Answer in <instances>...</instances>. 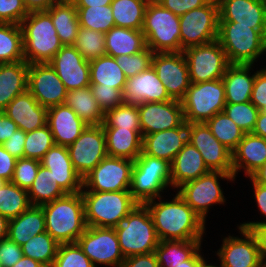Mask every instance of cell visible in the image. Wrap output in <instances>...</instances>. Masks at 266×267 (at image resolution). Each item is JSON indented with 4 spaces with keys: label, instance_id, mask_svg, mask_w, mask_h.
<instances>
[{
    "label": "cell",
    "instance_id": "obj_1",
    "mask_svg": "<svg viewBox=\"0 0 266 267\" xmlns=\"http://www.w3.org/2000/svg\"><path fill=\"white\" fill-rule=\"evenodd\" d=\"M156 199L144 205L149 210L160 241L202 240L205 221L177 193L172 201Z\"/></svg>",
    "mask_w": 266,
    "mask_h": 267
},
{
    "label": "cell",
    "instance_id": "obj_2",
    "mask_svg": "<svg viewBox=\"0 0 266 267\" xmlns=\"http://www.w3.org/2000/svg\"><path fill=\"white\" fill-rule=\"evenodd\" d=\"M46 232L59 244L75 243L86 229L84 201L81 192L66 194L41 205Z\"/></svg>",
    "mask_w": 266,
    "mask_h": 267
},
{
    "label": "cell",
    "instance_id": "obj_3",
    "mask_svg": "<svg viewBox=\"0 0 266 267\" xmlns=\"http://www.w3.org/2000/svg\"><path fill=\"white\" fill-rule=\"evenodd\" d=\"M87 227H117L139 204L129 190L87 191L82 188Z\"/></svg>",
    "mask_w": 266,
    "mask_h": 267
},
{
    "label": "cell",
    "instance_id": "obj_4",
    "mask_svg": "<svg viewBox=\"0 0 266 267\" xmlns=\"http://www.w3.org/2000/svg\"><path fill=\"white\" fill-rule=\"evenodd\" d=\"M20 25L24 60L28 64L48 63L63 46L46 11L29 12Z\"/></svg>",
    "mask_w": 266,
    "mask_h": 267
},
{
    "label": "cell",
    "instance_id": "obj_5",
    "mask_svg": "<svg viewBox=\"0 0 266 267\" xmlns=\"http://www.w3.org/2000/svg\"><path fill=\"white\" fill-rule=\"evenodd\" d=\"M141 31L154 53L181 52L179 16L156 0L147 4Z\"/></svg>",
    "mask_w": 266,
    "mask_h": 267
},
{
    "label": "cell",
    "instance_id": "obj_6",
    "mask_svg": "<svg viewBox=\"0 0 266 267\" xmlns=\"http://www.w3.org/2000/svg\"><path fill=\"white\" fill-rule=\"evenodd\" d=\"M114 229L124 258L155 252L160 242L149 210L144 204H138Z\"/></svg>",
    "mask_w": 266,
    "mask_h": 267
},
{
    "label": "cell",
    "instance_id": "obj_7",
    "mask_svg": "<svg viewBox=\"0 0 266 267\" xmlns=\"http://www.w3.org/2000/svg\"><path fill=\"white\" fill-rule=\"evenodd\" d=\"M217 40L230 64L253 65L266 52V37L250 26L219 22Z\"/></svg>",
    "mask_w": 266,
    "mask_h": 267
},
{
    "label": "cell",
    "instance_id": "obj_8",
    "mask_svg": "<svg viewBox=\"0 0 266 267\" xmlns=\"http://www.w3.org/2000/svg\"><path fill=\"white\" fill-rule=\"evenodd\" d=\"M171 185L170 163L164 159H159L146 155L143 151L134 161L132 169L130 193L139 203L162 197L166 187Z\"/></svg>",
    "mask_w": 266,
    "mask_h": 267
},
{
    "label": "cell",
    "instance_id": "obj_9",
    "mask_svg": "<svg viewBox=\"0 0 266 267\" xmlns=\"http://www.w3.org/2000/svg\"><path fill=\"white\" fill-rule=\"evenodd\" d=\"M181 103L185 122L205 123L215 114L223 112L226 105L222 78L200 83H190Z\"/></svg>",
    "mask_w": 266,
    "mask_h": 267
},
{
    "label": "cell",
    "instance_id": "obj_10",
    "mask_svg": "<svg viewBox=\"0 0 266 267\" xmlns=\"http://www.w3.org/2000/svg\"><path fill=\"white\" fill-rule=\"evenodd\" d=\"M181 51L217 40L219 5L210 0L206 5L190 10L179 17Z\"/></svg>",
    "mask_w": 266,
    "mask_h": 267
},
{
    "label": "cell",
    "instance_id": "obj_11",
    "mask_svg": "<svg viewBox=\"0 0 266 267\" xmlns=\"http://www.w3.org/2000/svg\"><path fill=\"white\" fill-rule=\"evenodd\" d=\"M234 181V175L221 171H210L197 179L182 184L177 192L179 196L204 220L209 207L224 204L225 197L218 179Z\"/></svg>",
    "mask_w": 266,
    "mask_h": 267
},
{
    "label": "cell",
    "instance_id": "obj_12",
    "mask_svg": "<svg viewBox=\"0 0 266 267\" xmlns=\"http://www.w3.org/2000/svg\"><path fill=\"white\" fill-rule=\"evenodd\" d=\"M183 53L189 67L190 83L220 79L230 65L218 40L187 48Z\"/></svg>",
    "mask_w": 266,
    "mask_h": 267
},
{
    "label": "cell",
    "instance_id": "obj_13",
    "mask_svg": "<svg viewBox=\"0 0 266 267\" xmlns=\"http://www.w3.org/2000/svg\"><path fill=\"white\" fill-rule=\"evenodd\" d=\"M134 161L106 156L83 178V188L88 191L130 190Z\"/></svg>",
    "mask_w": 266,
    "mask_h": 267
},
{
    "label": "cell",
    "instance_id": "obj_14",
    "mask_svg": "<svg viewBox=\"0 0 266 267\" xmlns=\"http://www.w3.org/2000/svg\"><path fill=\"white\" fill-rule=\"evenodd\" d=\"M77 243L95 267L96 263L120 267L125 259L114 228L86 227Z\"/></svg>",
    "mask_w": 266,
    "mask_h": 267
},
{
    "label": "cell",
    "instance_id": "obj_15",
    "mask_svg": "<svg viewBox=\"0 0 266 267\" xmlns=\"http://www.w3.org/2000/svg\"><path fill=\"white\" fill-rule=\"evenodd\" d=\"M67 148L75 171L83 179L107 156L102 125H87L81 135Z\"/></svg>",
    "mask_w": 266,
    "mask_h": 267
},
{
    "label": "cell",
    "instance_id": "obj_16",
    "mask_svg": "<svg viewBox=\"0 0 266 267\" xmlns=\"http://www.w3.org/2000/svg\"><path fill=\"white\" fill-rule=\"evenodd\" d=\"M172 99L181 101L190 86L189 67L184 53H154L152 65Z\"/></svg>",
    "mask_w": 266,
    "mask_h": 267
},
{
    "label": "cell",
    "instance_id": "obj_17",
    "mask_svg": "<svg viewBox=\"0 0 266 267\" xmlns=\"http://www.w3.org/2000/svg\"><path fill=\"white\" fill-rule=\"evenodd\" d=\"M188 142L200 152L210 171L233 175L232 152L216 139L206 123H188Z\"/></svg>",
    "mask_w": 266,
    "mask_h": 267
},
{
    "label": "cell",
    "instance_id": "obj_18",
    "mask_svg": "<svg viewBox=\"0 0 266 267\" xmlns=\"http://www.w3.org/2000/svg\"><path fill=\"white\" fill-rule=\"evenodd\" d=\"M27 90L46 108L64 104L68 92L49 63L29 64Z\"/></svg>",
    "mask_w": 266,
    "mask_h": 267
},
{
    "label": "cell",
    "instance_id": "obj_19",
    "mask_svg": "<svg viewBox=\"0 0 266 267\" xmlns=\"http://www.w3.org/2000/svg\"><path fill=\"white\" fill-rule=\"evenodd\" d=\"M138 111L142 137L180 127L185 122L182 103L175 99L140 103Z\"/></svg>",
    "mask_w": 266,
    "mask_h": 267
},
{
    "label": "cell",
    "instance_id": "obj_20",
    "mask_svg": "<svg viewBox=\"0 0 266 267\" xmlns=\"http://www.w3.org/2000/svg\"><path fill=\"white\" fill-rule=\"evenodd\" d=\"M67 91L90 86V66L73 45H63L48 62Z\"/></svg>",
    "mask_w": 266,
    "mask_h": 267
},
{
    "label": "cell",
    "instance_id": "obj_21",
    "mask_svg": "<svg viewBox=\"0 0 266 267\" xmlns=\"http://www.w3.org/2000/svg\"><path fill=\"white\" fill-rule=\"evenodd\" d=\"M242 237L228 236L223 239L217 255L223 267H262L258 242L248 229L238 226Z\"/></svg>",
    "mask_w": 266,
    "mask_h": 267
},
{
    "label": "cell",
    "instance_id": "obj_22",
    "mask_svg": "<svg viewBox=\"0 0 266 267\" xmlns=\"http://www.w3.org/2000/svg\"><path fill=\"white\" fill-rule=\"evenodd\" d=\"M219 22L250 26L266 37V0H217Z\"/></svg>",
    "mask_w": 266,
    "mask_h": 267
},
{
    "label": "cell",
    "instance_id": "obj_23",
    "mask_svg": "<svg viewBox=\"0 0 266 267\" xmlns=\"http://www.w3.org/2000/svg\"><path fill=\"white\" fill-rule=\"evenodd\" d=\"M123 99L124 102L133 104L173 100L152 66L127 78Z\"/></svg>",
    "mask_w": 266,
    "mask_h": 267
},
{
    "label": "cell",
    "instance_id": "obj_24",
    "mask_svg": "<svg viewBox=\"0 0 266 267\" xmlns=\"http://www.w3.org/2000/svg\"><path fill=\"white\" fill-rule=\"evenodd\" d=\"M40 162L42 166L51 171L58 185L66 194L82 191L83 179L75 171L67 147L54 145L46 152Z\"/></svg>",
    "mask_w": 266,
    "mask_h": 267
},
{
    "label": "cell",
    "instance_id": "obj_25",
    "mask_svg": "<svg viewBox=\"0 0 266 267\" xmlns=\"http://www.w3.org/2000/svg\"><path fill=\"white\" fill-rule=\"evenodd\" d=\"M188 142V123L180 127L144 135L142 151L149 156L164 159L170 164Z\"/></svg>",
    "mask_w": 266,
    "mask_h": 267
},
{
    "label": "cell",
    "instance_id": "obj_26",
    "mask_svg": "<svg viewBox=\"0 0 266 267\" xmlns=\"http://www.w3.org/2000/svg\"><path fill=\"white\" fill-rule=\"evenodd\" d=\"M3 112L25 133L47 124L48 108L41 106L28 90L17 95Z\"/></svg>",
    "mask_w": 266,
    "mask_h": 267
},
{
    "label": "cell",
    "instance_id": "obj_27",
    "mask_svg": "<svg viewBox=\"0 0 266 267\" xmlns=\"http://www.w3.org/2000/svg\"><path fill=\"white\" fill-rule=\"evenodd\" d=\"M47 125L49 126L55 145L70 146L87 127L82 119L65 104L48 108Z\"/></svg>",
    "mask_w": 266,
    "mask_h": 267
},
{
    "label": "cell",
    "instance_id": "obj_28",
    "mask_svg": "<svg viewBox=\"0 0 266 267\" xmlns=\"http://www.w3.org/2000/svg\"><path fill=\"white\" fill-rule=\"evenodd\" d=\"M266 162V139L253 133H245L242 140L232 152L233 175L240 169L250 177Z\"/></svg>",
    "mask_w": 266,
    "mask_h": 267
},
{
    "label": "cell",
    "instance_id": "obj_29",
    "mask_svg": "<svg viewBox=\"0 0 266 267\" xmlns=\"http://www.w3.org/2000/svg\"><path fill=\"white\" fill-rule=\"evenodd\" d=\"M170 168L171 186L177 189L182 184L210 172L200 152L190 142L177 153Z\"/></svg>",
    "mask_w": 266,
    "mask_h": 267
},
{
    "label": "cell",
    "instance_id": "obj_30",
    "mask_svg": "<svg viewBox=\"0 0 266 267\" xmlns=\"http://www.w3.org/2000/svg\"><path fill=\"white\" fill-rule=\"evenodd\" d=\"M107 156L135 161L142 152L143 137L135 130L103 127Z\"/></svg>",
    "mask_w": 266,
    "mask_h": 267
},
{
    "label": "cell",
    "instance_id": "obj_31",
    "mask_svg": "<svg viewBox=\"0 0 266 267\" xmlns=\"http://www.w3.org/2000/svg\"><path fill=\"white\" fill-rule=\"evenodd\" d=\"M29 64L23 60L0 63V111L17 96L27 91Z\"/></svg>",
    "mask_w": 266,
    "mask_h": 267
},
{
    "label": "cell",
    "instance_id": "obj_32",
    "mask_svg": "<svg viewBox=\"0 0 266 267\" xmlns=\"http://www.w3.org/2000/svg\"><path fill=\"white\" fill-rule=\"evenodd\" d=\"M252 66L230 64L227 67L222 77L226 103H244L250 101L256 76V73L253 75L250 73Z\"/></svg>",
    "mask_w": 266,
    "mask_h": 267
},
{
    "label": "cell",
    "instance_id": "obj_33",
    "mask_svg": "<svg viewBox=\"0 0 266 267\" xmlns=\"http://www.w3.org/2000/svg\"><path fill=\"white\" fill-rule=\"evenodd\" d=\"M45 231V215L42 207L37 205H31L19 216L10 219L8 223V238L19 246Z\"/></svg>",
    "mask_w": 266,
    "mask_h": 267
},
{
    "label": "cell",
    "instance_id": "obj_34",
    "mask_svg": "<svg viewBox=\"0 0 266 267\" xmlns=\"http://www.w3.org/2000/svg\"><path fill=\"white\" fill-rule=\"evenodd\" d=\"M46 12L51 16L60 42L73 45L80 28L75 4L71 0H58Z\"/></svg>",
    "mask_w": 266,
    "mask_h": 267
},
{
    "label": "cell",
    "instance_id": "obj_35",
    "mask_svg": "<svg viewBox=\"0 0 266 267\" xmlns=\"http://www.w3.org/2000/svg\"><path fill=\"white\" fill-rule=\"evenodd\" d=\"M106 55L137 54L146 48L144 34L141 30L114 26L105 33Z\"/></svg>",
    "mask_w": 266,
    "mask_h": 267
},
{
    "label": "cell",
    "instance_id": "obj_36",
    "mask_svg": "<svg viewBox=\"0 0 266 267\" xmlns=\"http://www.w3.org/2000/svg\"><path fill=\"white\" fill-rule=\"evenodd\" d=\"M90 84L112 87L124 92L127 77L116 63L114 57L104 55L89 61Z\"/></svg>",
    "mask_w": 266,
    "mask_h": 267
},
{
    "label": "cell",
    "instance_id": "obj_37",
    "mask_svg": "<svg viewBox=\"0 0 266 267\" xmlns=\"http://www.w3.org/2000/svg\"><path fill=\"white\" fill-rule=\"evenodd\" d=\"M64 104L70 107L88 125L104 122V113L89 87L68 91Z\"/></svg>",
    "mask_w": 266,
    "mask_h": 267
},
{
    "label": "cell",
    "instance_id": "obj_38",
    "mask_svg": "<svg viewBox=\"0 0 266 267\" xmlns=\"http://www.w3.org/2000/svg\"><path fill=\"white\" fill-rule=\"evenodd\" d=\"M201 240H165L155 249L160 267H175L189 260L199 249Z\"/></svg>",
    "mask_w": 266,
    "mask_h": 267
},
{
    "label": "cell",
    "instance_id": "obj_39",
    "mask_svg": "<svg viewBox=\"0 0 266 267\" xmlns=\"http://www.w3.org/2000/svg\"><path fill=\"white\" fill-rule=\"evenodd\" d=\"M150 0H113L112 8L115 26L142 30L145 10Z\"/></svg>",
    "mask_w": 266,
    "mask_h": 267
},
{
    "label": "cell",
    "instance_id": "obj_40",
    "mask_svg": "<svg viewBox=\"0 0 266 267\" xmlns=\"http://www.w3.org/2000/svg\"><path fill=\"white\" fill-rule=\"evenodd\" d=\"M27 192L31 205L37 206H41L66 195L51 174V171L41 164L37 176Z\"/></svg>",
    "mask_w": 266,
    "mask_h": 267
},
{
    "label": "cell",
    "instance_id": "obj_41",
    "mask_svg": "<svg viewBox=\"0 0 266 267\" xmlns=\"http://www.w3.org/2000/svg\"><path fill=\"white\" fill-rule=\"evenodd\" d=\"M24 60L21 25L0 23V63Z\"/></svg>",
    "mask_w": 266,
    "mask_h": 267
},
{
    "label": "cell",
    "instance_id": "obj_42",
    "mask_svg": "<svg viewBox=\"0 0 266 267\" xmlns=\"http://www.w3.org/2000/svg\"><path fill=\"white\" fill-rule=\"evenodd\" d=\"M23 256L34 259L44 267H52L59 243L46 231L31 237L22 246Z\"/></svg>",
    "mask_w": 266,
    "mask_h": 267
},
{
    "label": "cell",
    "instance_id": "obj_43",
    "mask_svg": "<svg viewBox=\"0 0 266 267\" xmlns=\"http://www.w3.org/2000/svg\"><path fill=\"white\" fill-rule=\"evenodd\" d=\"M31 206L28 192L11 181L0 188V215L8 220L19 216Z\"/></svg>",
    "mask_w": 266,
    "mask_h": 267
},
{
    "label": "cell",
    "instance_id": "obj_44",
    "mask_svg": "<svg viewBox=\"0 0 266 267\" xmlns=\"http://www.w3.org/2000/svg\"><path fill=\"white\" fill-rule=\"evenodd\" d=\"M205 123L216 139L231 152L236 149L237 145L245 135V132L224 112L215 114Z\"/></svg>",
    "mask_w": 266,
    "mask_h": 267
},
{
    "label": "cell",
    "instance_id": "obj_45",
    "mask_svg": "<svg viewBox=\"0 0 266 267\" xmlns=\"http://www.w3.org/2000/svg\"><path fill=\"white\" fill-rule=\"evenodd\" d=\"M80 27L107 33L115 26L112 8L106 6H91L76 8Z\"/></svg>",
    "mask_w": 266,
    "mask_h": 267
},
{
    "label": "cell",
    "instance_id": "obj_46",
    "mask_svg": "<svg viewBox=\"0 0 266 267\" xmlns=\"http://www.w3.org/2000/svg\"><path fill=\"white\" fill-rule=\"evenodd\" d=\"M102 127H121L137 131L141 136L138 104L126 103L107 111L104 114Z\"/></svg>",
    "mask_w": 266,
    "mask_h": 267
},
{
    "label": "cell",
    "instance_id": "obj_47",
    "mask_svg": "<svg viewBox=\"0 0 266 267\" xmlns=\"http://www.w3.org/2000/svg\"><path fill=\"white\" fill-rule=\"evenodd\" d=\"M73 46L88 61L106 55L105 34L103 32L80 27Z\"/></svg>",
    "mask_w": 266,
    "mask_h": 267
},
{
    "label": "cell",
    "instance_id": "obj_48",
    "mask_svg": "<svg viewBox=\"0 0 266 267\" xmlns=\"http://www.w3.org/2000/svg\"><path fill=\"white\" fill-rule=\"evenodd\" d=\"M54 145L53 134L46 124L39 129L26 133L24 158L41 160Z\"/></svg>",
    "mask_w": 266,
    "mask_h": 267
},
{
    "label": "cell",
    "instance_id": "obj_49",
    "mask_svg": "<svg viewBox=\"0 0 266 267\" xmlns=\"http://www.w3.org/2000/svg\"><path fill=\"white\" fill-rule=\"evenodd\" d=\"M223 112L245 133H252L259 110L249 102L226 103Z\"/></svg>",
    "mask_w": 266,
    "mask_h": 267
},
{
    "label": "cell",
    "instance_id": "obj_50",
    "mask_svg": "<svg viewBox=\"0 0 266 267\" xmlns=\"http://www.w3.org/2000/svg\"><path fill=\"white\" fill-rule=\"evenodd\" d=\"M52 267H95L77 242L59 244Z\"/></svg>",
    "mask_w": 266,
    "mask_h": 267
},
{
    "label": "cell",
    "instance_id": "obj_51",
    "mask_svg": "<svg viewBox=\"0 0 266 267\" xmlns=\"http://www.w3.org/2000/svg\"><path fill=\"white\" fill-rule=\"evenodd\" d=\"M154 52L146 47L137 54L114 57L127 78L135 76L152 65Z\"/></svg>",
    "mask_w": 266,
    "mask_h": 267
},
{
    "label": "cell",
    "instance_id": "obj_52",
    "mask_svg": "<svg viewBox=\"0 0 266 267\" xmlns=\"http://www.w3.org/2000/svg\"><path fill=\"white\" fill-rule=\"evenodd\" d=\"M40 164L37 159H17L11 182L28 191L37 176Z\"/></svg>",
    "mask_w": 266,
    "mask_h": 267
},
{
    "label": "cell",
    "instance_id": "obj_53",
    "mask_svg": "<svg viewBox=\"0 0 266 267\" xmlns=\"http://www.w3.org/2000/svg\"><path fill=\"white\" fill-rule=\"evenodd\" d=\"M90 89L104 114L124 103L123 92L119 89L100 84H90Z\"/></svg>",
    "mask_w": 266,
    "mask_h": 267
},
{
    "label": "cell",
    "instance_id": "obj_54",
    "mask_svg": "<svg viewBox=\"0 0 266 267\" xmlns=\"http://www.w3.org/2000/svg\"><path fill=\"white\" fill-rule=\"evenodd\" d=\"M29 14L23 0H0V22L20 25Z\"/></svg>",
    "mask_w": 266,
    "mask_h": 267
},
{
    "label": "cell",
    "instance_id": "obj_55",
    "mask_svg": "<svg viewBox=\"0 0 266 267\" xmlns=\"http://www.w3.org/2000/svg\"><path fill=\"white\" fill-rule=\"evenodd\" d=\"M23 256L22 247L8 237L0 241L1 267H12Z\"/></svg>",
    "mask_w": 266,
    "mask_h": 267
},
{
    "label": "cell",
    "instance_id": "obj_56",
    "mask_svg": "<svg viewBox=\"0 0 266 267\" xmlns=\"http://www.w3.org/2000/svg\"><path fill=\"white\" fill-rule=\"evenodd\" d=\"M250 101L257 107L259 111L266 110V69L265 68L256 72Z\"/></svg>",
    "mask_w": 266,
    "mask_h": 267
},
{
    "label": "cell",
    "instance_id": "obj_57",
    "mask_svg": "<svg viewBox=\"0 0 266 267\" xmlns=\"http://www.w3.org/2000/svg\"><path fill=\"white\" fill-rule=\"evenodd\" d=\"M164 8L170 10L176 16H182L186 12L206 5L210 0H156Z\"/></svg>",
    "mask_w": 266,
    "mask_h": 267
},
{
    "label": "cell",
    "instance_id": "obj_58",
    "mask_svg": "<svg viewBox=\"0 0 266 267\" xmlns=\"http://www.w3.org/2000/svg\"><path fill=\"white\" fill-rule=\"evenodd\" d=\"M240 227L250 230L256 237L262 263H266V222H247Z\"/></svg>",
    "mask_w": 266,
    "mask_h": 267
},
{
    "label": "cell",
    "instance_id": "obj_59",
    "mask_svg": "<svg viewBox=\"0 0 266 267\" xmlns=\"http://www.w3.org/2000/svg\"><path fill=\"white\" fill-rule=\"evenodd\" d=\"M26 133L17 129L2 145L16 159L24 158V145Z\"/></svg>",
    "mask_w": 266,
    "mask_h": 267
},
{
    "label": "cell",
    "instance_id": "obj_60",
    "mask_svg": "<svg viewBox=\"0 0 266 267\" xmlns=\"http://www.w3.org/2000/svg\"><path fill=\"white\" fill-rule=\"evenodd\" d=\"M120 267H160L155 252L126 257Z\"/></svg>",
    "mask_w": 266,
    "mask_h": 267
},
{
    "label": "cell",
    "instance_id": "obj_61",
    "mask_svg": "<svg viewBox=\"0 0 266 267\" xmlns=\"http://www.w3.org/2000/svg\"><path fill=\"white\" fill-rule=\"evenodd\" d=\"M17 159L0 145V179L8 182L12 180Z\"/></svg>",
    "mask_w": 266,
    "mask_h": 267
},
{
    "label": "cell",
    "instance_id": "obj_62",
    "mask_svg": "<svg viewBox=\"0 0 266 267\" xmlns=\"http://www.w3.org/2000/svg\"><path fill=\"white\" fill-rule=\"evenodd\" d=\"M17 129V124L0 111V145L8 140Z\"/></svg>",
    "mask_w": 266,
    "mask_h": 267
},
{
    "label": "cell",
    "instance_id": "obj_63",
    "mask_svg": "<svg viewBox=\"0 0 266 267\" xmlns=\"http://www.w3.org/2000/svg\"><path fill=\"white\" fill-rule=\"evenodd\" d=\"M252 186L254 188L255 201L257 202L258 209L266 218V187L256 183L251 177Z\"/></svg>",
    "mask_w": 266,
    "mask_h": 267
},
{
    "label": "cell",
    "instance_id": "obj_64",
    "mask_svg": "<svg viewBox=\"0 0 266 267\" xmlns=\"http://www.w3.org/2000/svg\"><path fill=\"white\" fill-rule=\"evenodd\" d=\"M58 0H23L28 12L47 11Z\"/></svg>",
    "mask_w": 266,
    "mask_h": 267
},
{
    "label": "cell",
    "instance_id": "obj_65",
    "mask_svg": "<svg viewBox=\"0 0 266 267\" xmlns=\"http://www.w3.org/2000/svg\"><path fill=\"white\" fill-rule=\"evenodd\" d=\"M252 133L266 139V111H259Z\"/></svg>",
    "mask_w": 266,
    "mask_h": 267
},
{
    "label": "cell",
    "instance_id": "obj_66",
    "mask_svg": "<svg viewBox=\"0 0 266 267\" xmlns=\"http://www.w3.org/2000/svg\"><path fill=\"white\" fill-rule=\"evenodd\" d=\"M76 8L110 5L113 0H71Z\"/></svg>",
    "mask_w": 266,
    "mask_h": 267
},
{
    "label": "cell",
    "instance_id": "obj_67",
    "mask_svg": "<svg viewBox=\"0 0 266 267\" xmlns=\"http://www.w3.org/2000/svg\"><path fill=\"white\" fill-rule=\"evenodd\" d=\"M256 183L266 187V162L250 176Z\"/></svg>",
    "mask_w": 266,
    "mask_h": 267
},
{
    "label": "cell",
    "instance_id": "obj_68",
    "mask_svg": "<svg viewBox=\"0 0 266 267\" xmlns=\"http://www.w3.org/2000/svg\"><path fill=\"white\" fill-rule=\"evenodd\" d=\"M12 267H44V266L38 261H35L34 259L22 256V258Z\"/></svg>",
    "mask_w": 266,
    "mask_h": 267
},
{
    "label": "cell",
    "instance_id": "obj_69",
    "mask_svg": "<svg viewBox=\"0 0 266 267\" xmlns=\"http://www.w3.org/2000/svg\"><path fill=\"white\" fill-rule=\"evenodd\" d=\"M200 254L199 249L189 260L182 262L175 267H197V264L203 259V256Z\"/></svg>",
    "mask_w": 266,
    "mask_h": 267
},
{
    "label": "cell",
    "instance_id": "obj_70",
    "mask_svg": "<svg viewBox=\"0 0 266 267\" xmlns=\"http://www.w3.org/2000/svg\"><path fill=\"white\" fill-rule=\"evenodd\" d=\"M8 223L9 220L0 215V241L8 237Z\"/></svg>",
    "mask_w": 266,
    "mask_h": 267
},
{
    "label": "cell",
    "instance_id": "obj_71",
    "mask_svg": "<svg viewBox=\"0 0 266 267\" xmlns=\"http://www.w3.org/2000/svg\"><path fill=\"white\" fill-rule=\"evenodd\" d=\"M197 267H218V266H215V265H210V264H207V262L205 261V259L203 258L198 264H197ZM219 267H223L221 264L219 265Z\"/></svg>",
    "mask_w": 266,
    "mask_h": 267
},
{
    "label": "cell",
    "instance_id": "obj_72",
    "mask_svg": "<svg viewBox=\"0 0 266 267\" xmlns=\"http://www.w3.org/2000/svg\"><path fill=\"white\" fill-rule=\"evenodd\" d=\"M6 181L0 179V188L2 187V185L5 183Z\"/></svg>",
    "mask_w": 266,
    "mask_h": 267
}]
</instances>
